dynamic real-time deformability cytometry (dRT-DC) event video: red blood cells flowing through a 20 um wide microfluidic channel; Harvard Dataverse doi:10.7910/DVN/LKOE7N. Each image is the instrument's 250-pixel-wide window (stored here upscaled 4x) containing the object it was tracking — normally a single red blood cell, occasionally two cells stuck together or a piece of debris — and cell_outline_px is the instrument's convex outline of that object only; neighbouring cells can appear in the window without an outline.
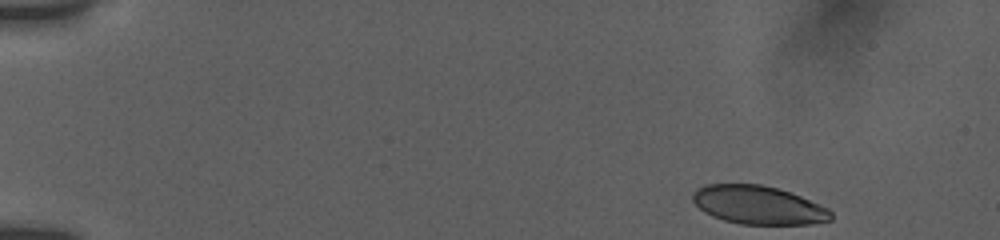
{"species": "human", "species_latin": "Homo sapiens", "temperature_condition": "room temperature", "stored_images_in_passage": 16, "camera_frame_rate_fps": 3000, "um_per_image_px": 0.085, "donor": {"sex": "female"}, "frame": {"image": 1, "passage_image": 1, "time_ms": 0.0, "image_size_px": [1000, 240], "cell_outline_px": [[832, 220], [812, 224], [740, 224], [724, 220], [712, 216], [704, 212], [692, 200], [692, 192], [696, 188], [704, 184], [760, 184], [776, 188], [800, 196], [828, 208], [832, 212]], "centroid_in_image_um": [64.43, 17.43], "position_along_channel_um": 20.6, "area_um2": 30.98}}
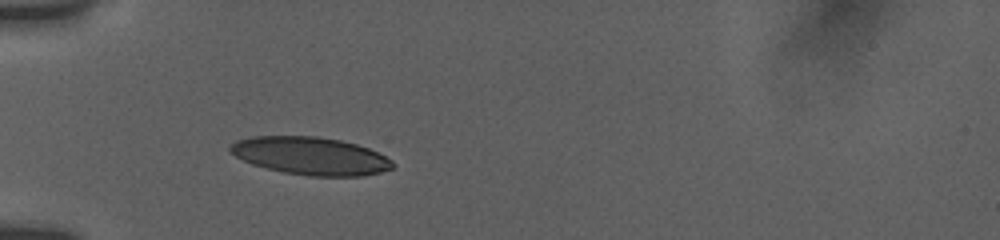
{"frame": {"image": 2, "passage_image": 15, "time_ms": 4.0, "image_size_px": [1000, 240], "cell_outline_px": [[396, 164], [392, 168], [380, 172], [364, 176], [308, 176], [284, 172], [252, 164], [228, 152], [228, 148], [236, 140], [252, 136], [316, 136], [340, 140], [356, 144], [368, 148], [392, 160]], "centroid_in_image_um": [26.39, 13.25], "position_along_channel_um": 58.6, "area_um2": 35.72}}